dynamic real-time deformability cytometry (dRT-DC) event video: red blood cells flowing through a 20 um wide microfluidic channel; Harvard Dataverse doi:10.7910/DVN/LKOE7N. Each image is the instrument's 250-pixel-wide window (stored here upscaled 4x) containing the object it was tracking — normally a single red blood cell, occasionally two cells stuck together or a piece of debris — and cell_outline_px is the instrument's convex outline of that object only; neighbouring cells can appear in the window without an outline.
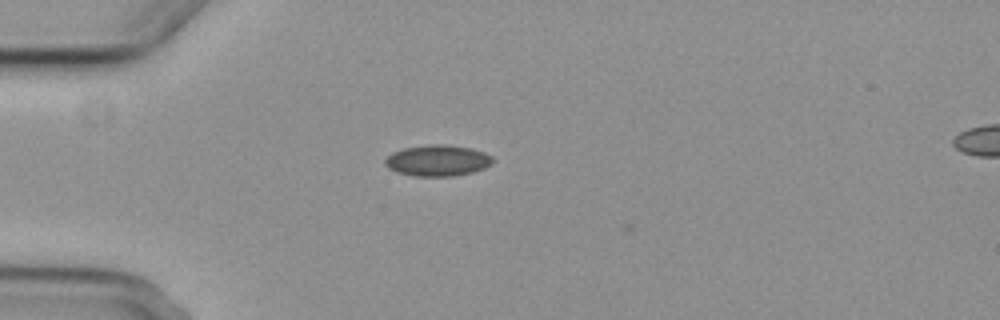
{"species": "common noctule bat (a hibernating species)", "species_latin": "Nyctalus noctula", "temperature_condition": "cold", "stored_images_in_passage": 3, "camera_frame_rate_fps": 3000, "um_per_image_px": 0.085, "animal": {"sex": "female", "body_mass_g": 29.2, "forearm_length_mm": 56.3}, "frame": {"image": 1, "passage_image": 1, "time_ms": 0.0, "image_size_px": [1000, 320], "cell_outline_px": [[492, 164], [484, 168], [472, 172], [452, 176], [412, 176], [396, 172], [388, 168], [384, 164], [384, 160], [392, 152], [404, 148], [432, 144], [448, 144], [472, 148], [484, 152], [492, 156]], "centroid_in_image_um": [37.18, 13.64], "position_along_channel_um": 47.8, "area_um2": 19.65}}